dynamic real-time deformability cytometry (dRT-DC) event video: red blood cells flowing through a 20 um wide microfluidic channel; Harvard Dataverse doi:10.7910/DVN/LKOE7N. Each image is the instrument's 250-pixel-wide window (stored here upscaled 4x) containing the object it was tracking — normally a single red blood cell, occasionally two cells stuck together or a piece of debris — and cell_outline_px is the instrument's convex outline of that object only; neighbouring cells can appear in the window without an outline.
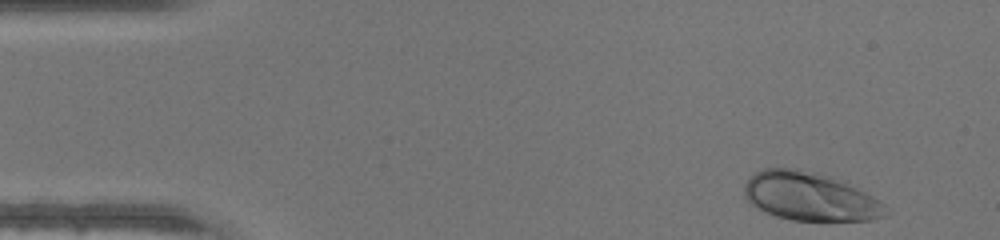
{"species": "human", "species_latin": "Homo sapiens", "temperature_condition": "warm", "stored_images_in_passage": 44, "camera_frame_rate_fps": 3000, "um_per_image_px": 0.085, "donor": {"sex": "male"}, "frame": {"image": 1, "passage_image": 1, "time_ms": 0.0, "image_size_px": [1000, 240], "cell_outline_px": [[888, 212], [884, 216], [872, 220], [792, 220], [776, 216], [752, 204], [744, 196], [744, 184], [748, 176], [764, 168], [800, 168], [820, 172], [848, 180], [884, 204]], "centroid_in_image_um": [68.87, 16.66], "position_along_channel_um": 16.1, "area_um2": 40.52}}
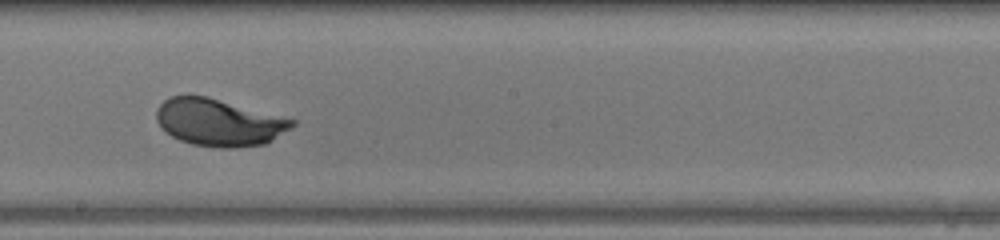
{"frame": {"image": 2, "passage_image": 23, "time_ms": 7.333, "image_size_px": [1000, 240], "cell_outline_px": [[296, 124], [292, 128], [272, 140], [264, 144], [236, 148], [220, 148], [192, 144], [180, 140], [172, 136], [160, 128], [156, 120], [156, 108], [168, 96], [208, 96], [296, 120]], "centroid_in_image_um": [18.6, 10.4], "position_along_channel_um": 229.6, "area_um2": 37.45}}
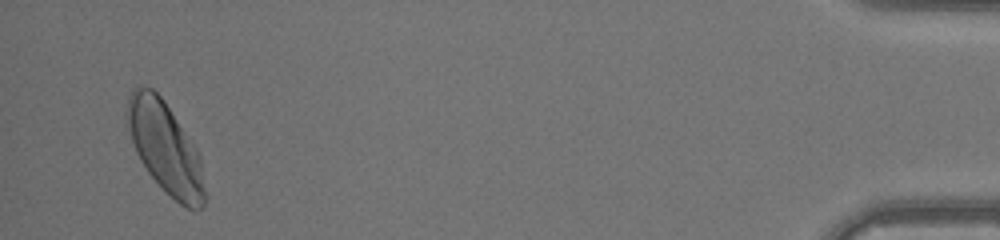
{"frame": {"image": 3, "passage_image": 42, "time_ms": 13.667, "image_size_px": [1000, 240], "cell_outline_px": [[204, 204], [200, 208], [188, 208], [180, 204], [148, 172], [140, 160], [136, 152], [124, 120], [124, 112], [128, 96], [132, 88], [152, 88], [164, 100], [196, 148], [200, 156], [204, 188]], "centroid_in_image_um": [13.99, 12.49], "position_along_channel_um": 421.2, "area_um2": 40.69}}